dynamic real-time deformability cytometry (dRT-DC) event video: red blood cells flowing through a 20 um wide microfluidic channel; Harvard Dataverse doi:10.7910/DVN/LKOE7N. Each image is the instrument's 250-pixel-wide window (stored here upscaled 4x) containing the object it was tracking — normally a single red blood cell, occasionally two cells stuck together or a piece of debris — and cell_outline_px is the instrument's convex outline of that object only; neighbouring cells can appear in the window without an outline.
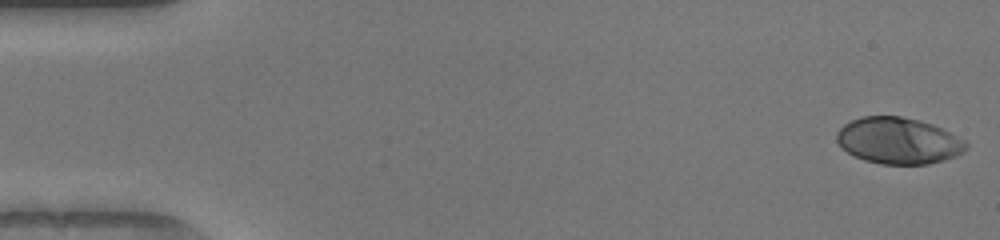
{"species": "human", "species_latin": "Homo sapiens", "temperature_condition": "warm", "stored_images_in_passage": 50, "camera_frame_rate_fps": 3000, "um_per_image_px": 0.085, "donor": {"sex": "female"}, "frame": {"image": 1, "passage_image": 1, "time_ms": 0.0, "image_size_px": [1000, 240], "cell_outline_px": [[968, 148], [964, 152], [956, 156], [944, 160], [928, 164], [880, 164], [864, 160], [848, 152], [836, 140], [836, 132], [844, 124], [860, 116], [900, 116], [920, 120], [932, 124], [964, 140], [968, 144]], "centroid_in_image_um": [76.37, 11.96], "position_along_channel_um": 8.6, "area_um2": 34.91}}
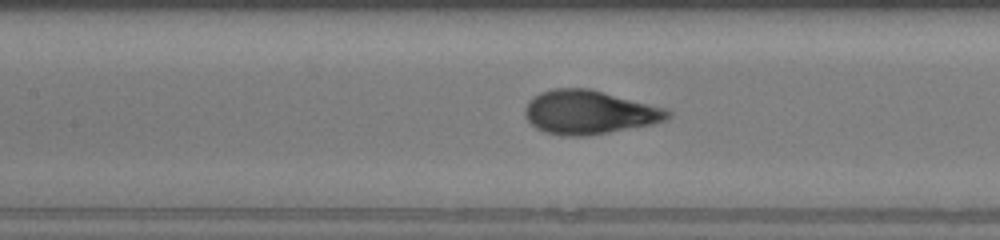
{"frame": {"image": 2, "passage_image": 23, "time_ms": 7.333, "image_size_px": [1000, 240], "cell_outline_px": [[672, 116], [668, 120], [652, 124], [608, 132], [584, 136], [568, 136], [544, 132], [536, 128], [524, 116], [524, 108], [528, 100], [532, 96], [540, 92], [556, 88], [588, 88], [668, 108], [672, 112]], "centroid_in_image_um": [50.09, 9.53], "position_along_channel_um": 157.3, "area_um2": 36.65}}
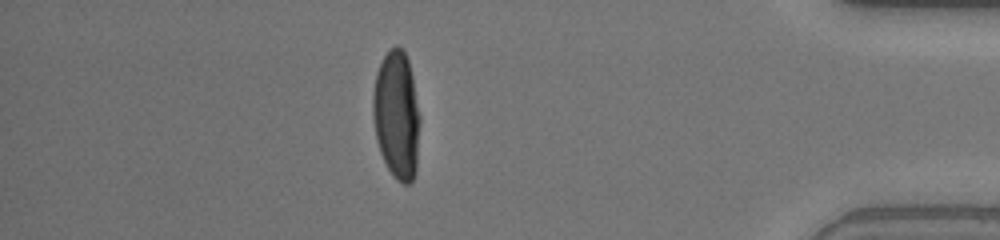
{"frame": {"image": 3, "passage_image": 44, "time_ms": 14.333, "image_size_px": [1000, 240], "cell_outline_px": [[420, 120], [416, 172], [412, 180], [408, 184], [404, 184], [396, 180], [388, 168], [380, 152], [376, 140], [372, 116], [372, 96], [376, 72], [388, 48], [396, 44], [404, 52], [408, 60], [412, 76], [420, 116]], "centroid_in_image_um": [33.7, 9.77], "position_along_channel_um": 401.5, "area_um2": 35.43}, "authors_computed_cell_mechanics": {"area_um2": 34.9979, "velocity_mm_per_s": 4.0998, "shape_relaxation_time_tau1_ms": 4.6345, "shape_relaxation_time_tau2_ms": null, "deformation_change_tau1": 0.2826, "deformation_change_tau2": null}}